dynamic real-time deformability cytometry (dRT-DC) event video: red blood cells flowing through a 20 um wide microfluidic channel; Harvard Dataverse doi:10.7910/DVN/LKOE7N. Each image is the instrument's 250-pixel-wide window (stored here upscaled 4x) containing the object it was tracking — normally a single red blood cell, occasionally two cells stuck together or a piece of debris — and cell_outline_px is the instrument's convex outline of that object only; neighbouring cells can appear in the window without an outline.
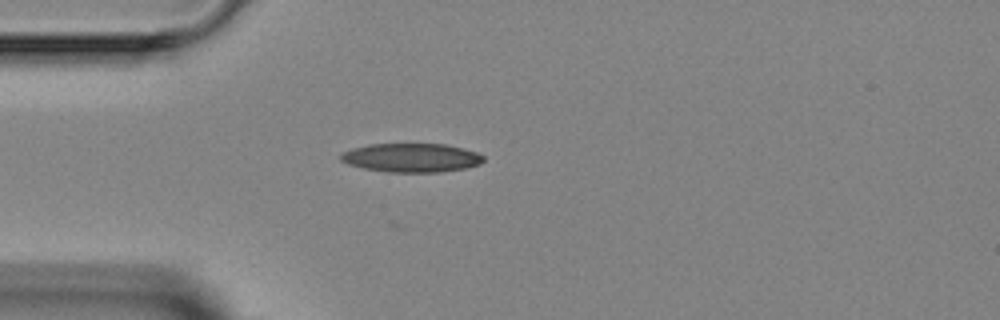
{"species": "Egyptian fruit bat (a non-hibernating species)", "species_latin": "Rousettus aegyptiacus", "temperature_condition": "room temperature", "stored_images_in_passage": 2, "camera_frame_rate_fps": 3000, "um_per_image_px": 0.085, "animal": {"sex": "female"}, "frame": {"image": 1, "passage_image": 2, "time_ms": 1.333, "image_size_px": [1000, 320], "cell_outline_px": [[484, 160], [480, 164], [464, 168], [440, 172], [384, 172], [364, 168], [348, 164], [340, 160], [340, 152], [352, 148], [368, 144], [444, 144], [476, 152], [484, 156]], "centroid_in_image_um": [34.92, 13.41], "position_along_channel_um": 50.1, "area_um2": 23.99}}